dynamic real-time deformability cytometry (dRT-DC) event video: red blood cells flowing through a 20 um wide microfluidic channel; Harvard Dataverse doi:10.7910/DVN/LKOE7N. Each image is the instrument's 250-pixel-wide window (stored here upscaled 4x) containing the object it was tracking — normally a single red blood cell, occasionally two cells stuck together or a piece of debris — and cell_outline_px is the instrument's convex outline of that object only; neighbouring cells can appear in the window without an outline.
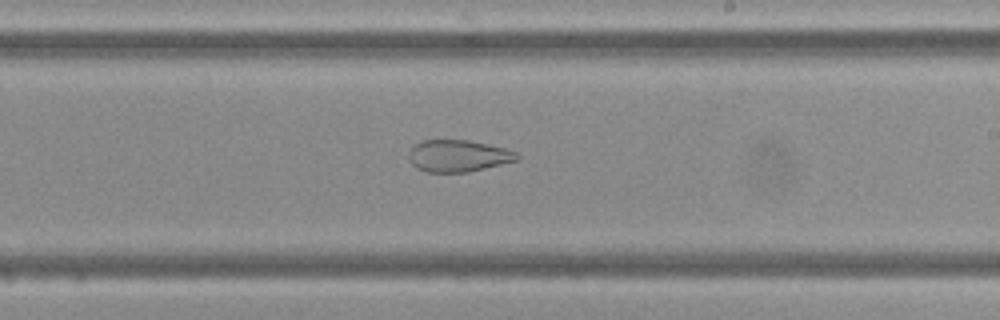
{"species": "Egyptian fruit bat (a non-hibernating species)", "species_latin": "Rousettus aegyptiacus", "temperature_condition": "cold", "stored_images_in_passage": 49, "camera_frame_rate_fps": 3000, "um_per_image_px": 0.085, "frame": {"image": 1, "passage_image": 28, "time_ms": 9.0, "image_size_px": [1000, 320], "cell_outline_px": [[520, 156], [516, 160], [468, 172], [428, 172], [416, 168], [412, 164], [408, 156], [408, 152], [420, 140], [468, 140], [504, 148], [516, 152]], "centroid_in_image_um": [38.9, 13.24], "position_along_channel_um": 250.1, "area_um2": 19.88}}